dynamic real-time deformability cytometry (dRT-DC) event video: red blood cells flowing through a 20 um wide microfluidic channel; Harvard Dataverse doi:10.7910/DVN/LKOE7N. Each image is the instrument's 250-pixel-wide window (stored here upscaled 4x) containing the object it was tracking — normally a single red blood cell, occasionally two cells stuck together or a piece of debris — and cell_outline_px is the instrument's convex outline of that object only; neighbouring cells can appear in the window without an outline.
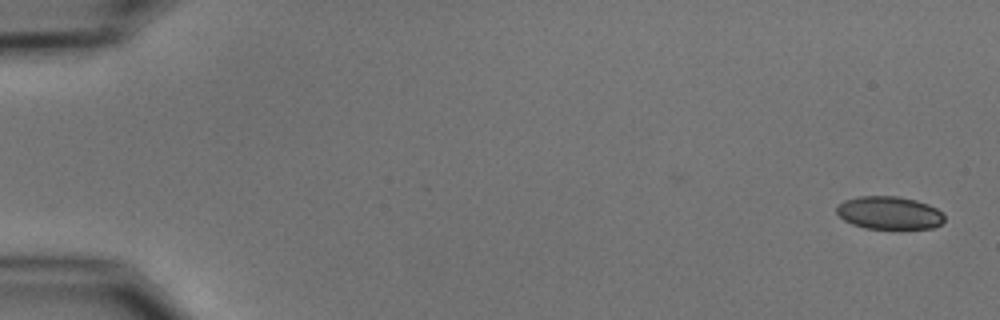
{"species": "common noctule bat (a hibernating species)", "species_latin": "Nyctalus noctula", "temperature_condition": "cold", "stored_images_in_passage": 45, "camera_frame_rate_fps": 3000, "um_per_image_px": 0.085, "animal": {"sex": "male", "body_mass_g": 15.6}, "frame": {"image": 1, "passage_image": 1, "time_ms": 0.0, "image_size_px": [1000, 320], "cell_outline_px": [[944, 220], [940, 224], [932, 228], [864, 228], [852, 224], [844, 220], [836, 212], [836, 208], [844, 200], [860, 196], [896, 196], [916, 200], [928, 204], [936, 208], [944, 216]], "centroid_in_image_um": [75.57, 18.08], "position_along_channel_um": 9.4, "area_um2": 20.46}}
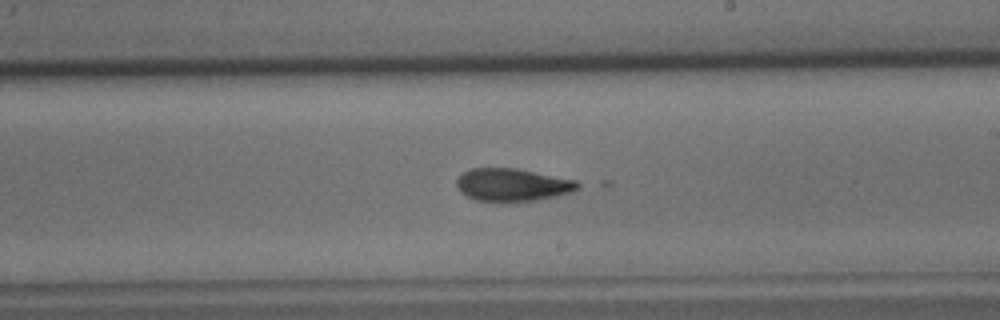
{"frame": {"image": 2, "passage_image": 32, "time_ms": 10.333, "image_size_px": [1000, 320], "cell_outline_px": [[584, 184], [580, 188], [572, 192], [556, 196], [536, 200], [476, 200], [460, 192], [456, 184], [456, 180], [464, 172], [472, 168], [516, 168], [576, 180]], "centroid_in_image_um": [43.61, 15.69], "position_along_channel_um": 245.4, "area_um2": 22.83}}
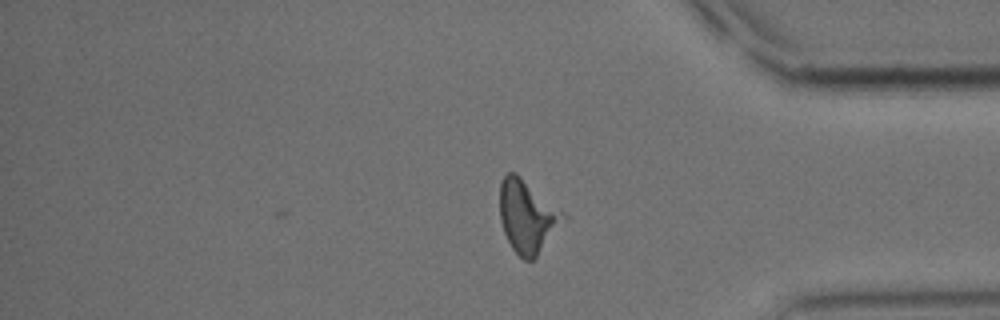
{"frame": {"image": 3, "passage_image": 45, "time_ms": 14.667, "image_size_px": [1000, 320], "cell_outline_px": [[568, 216], [536, 256], [532, 260], [524, 260], [512, 248], [504, 232], [500, 220], [500, 180], [508, 172], [516, 172], [564, 212]], "centroid_in_image_um": [44.81, 18.36], "position_along_channel_um": 390.4, "area_um2": 26.59}}